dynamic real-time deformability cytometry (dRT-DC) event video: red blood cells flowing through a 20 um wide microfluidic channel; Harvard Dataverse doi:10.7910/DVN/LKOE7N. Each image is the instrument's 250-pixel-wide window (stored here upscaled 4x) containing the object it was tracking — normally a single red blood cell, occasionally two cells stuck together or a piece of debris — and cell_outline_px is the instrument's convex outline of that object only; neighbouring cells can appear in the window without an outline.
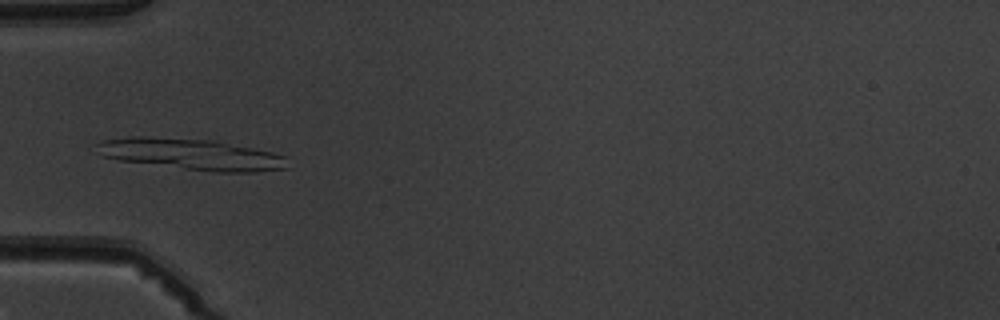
{"species": "common noctule bat (a hibernating species)", "species_latin": "Nyctalus noctula", "temperature_condition": "warm", "stored_images_in_passage": 6, "camera_frame_rate_fps": 3000, "um_per_image_px": 0.085, "animal": {"sex": "male", "body_mass_g": 19.5, "forearm_length_mm": 54.6}, "frame": {"image": 1, "passage_image": 5, "time_ms": 4.667, "image_size_px": [1000, 320], "cell_outline_px": [[288, 168], [256, 172], [212, 172], [120, 160], [100, 156], [92, 144], [104, 140], [132, 136], [140, 136], [212, 140], [272, 152], [284, 156]], "centroid_in_image_um": [16.2, 13.11], "position_along_channel_um": 68.8, "area_um2": 34.62}}